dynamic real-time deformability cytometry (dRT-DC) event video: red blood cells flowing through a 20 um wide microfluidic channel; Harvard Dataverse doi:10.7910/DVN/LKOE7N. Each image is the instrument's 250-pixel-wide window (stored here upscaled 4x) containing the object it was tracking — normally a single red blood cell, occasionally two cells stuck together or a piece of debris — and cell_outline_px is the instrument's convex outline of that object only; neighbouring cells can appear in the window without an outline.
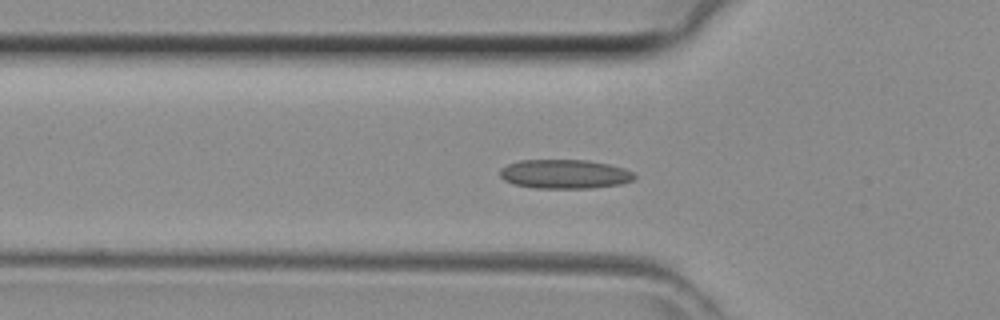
{"species": "common noctule bat (a hibernating species)", "species_latin": "Nyctalus noctula", "temperature_condition": "room temperature", "stored_images_in_passage": 39, "camera_frame_rate_fps": 3000, "um_per_image_px": 0.085, "animal": {"sex": "female", "body_mass_g": 29.2, "forearm_length_mm": 56.3}, "frame": {"image": 1, "passage_image": 9, "time_ms": 2.667, "image_size_px": [1000, 320], "cell_outline_px": [[636, 176], [632, 180], [620, 184], [592, 188], [536, 188], [512, 184], [504, 180], [500, 176], [500, 168], [508, 164], [520, 160], [588, 160], [608, 164], [624, 168], [632, 172]], "centroid_in_image_um": [47.97, 14.79], "position_along_channel_um": 77.8, "area_um2": 22.83}}
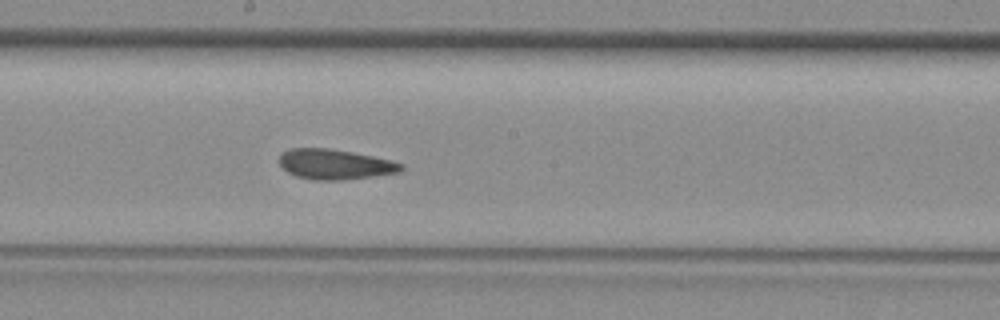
{"frame": {"image": 2, "passage_image": 18, "time_ms": 5.667, "image_size_px": [1000, 320], "cell_outline_px": [[404, 168], [400, 172], [344, 180], [312, 180], [296, 176], [288, 172], [280, 164], [280, 156], [284, 152], [292, 148], [328, 148], [352, 152], [392, 160], [404, 164]], "centroid_in_image_um": [28.5, 13.97], "position_along_channel_um": 219.7, "area_um2": 21.33}}
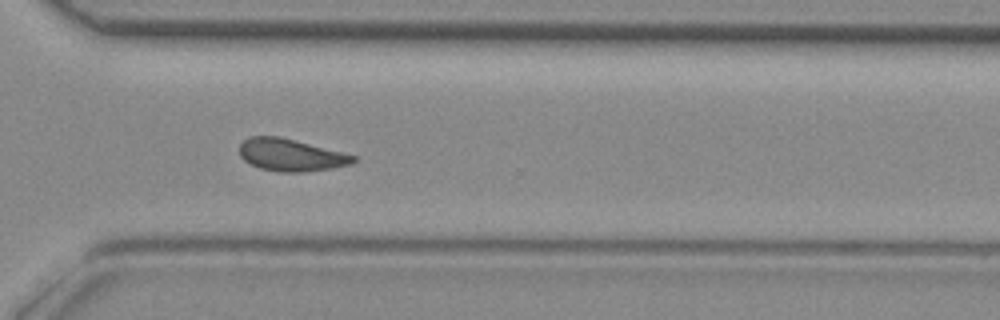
{"frame": {"image": 3, "passage_image": 26, "time_ms": 8.333, "image_size_px": [1000, 320], "cell_outline_px": [[356, 160], [352, 164], [332, 168], [300, 172], [280, 172], [260, 168], [244, 160], [240, 156], [240, 144], [248, 136], [280, 136], [344, 152], [356, 156]], "centroid_in_image_um": [24.73, 13.16], "position_along_channel_um": 345.9, "area_um2": 21.44}}